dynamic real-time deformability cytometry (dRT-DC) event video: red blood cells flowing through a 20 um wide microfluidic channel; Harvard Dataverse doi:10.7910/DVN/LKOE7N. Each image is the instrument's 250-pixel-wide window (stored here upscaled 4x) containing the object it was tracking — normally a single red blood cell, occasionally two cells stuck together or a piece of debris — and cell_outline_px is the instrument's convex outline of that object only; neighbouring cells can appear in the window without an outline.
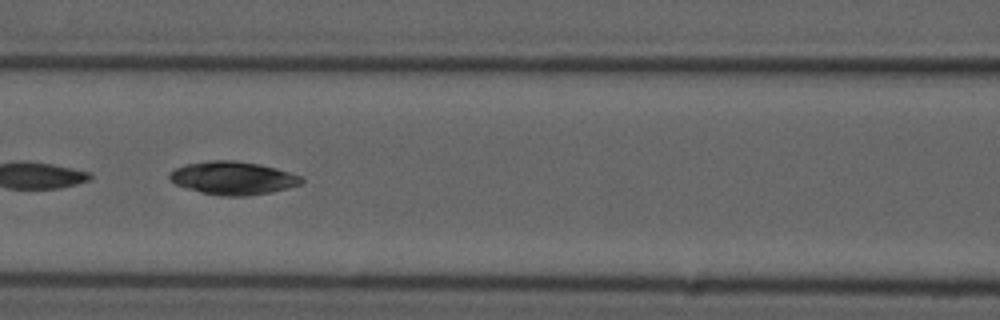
{"species": "common noctule bat (a hibernating species)", "species_latin": "Nyctalus noctula", "temperature_condition": "cold", "stored_images_in_passage": 52, "camera_frame_rate_fps": 3000, "um_per_image_px": 0.085, "animal": {"sex": "male", "forearm_length_mm": 52.5}, "frame": {"image": 1, "passage_image": 24, "time_ms": 7.667, "image_size_px": [1000, 320], "cell_outline_px": [[304, 180], [300, 184], [288, 188], [272, 192], [248, 196], [220, 196], [200, 192], [176, 184], [168, 180], [168, 172], [184, 164], [208, 160], [236, 160], [260, 164], [276, 168], [300, 176]], "centroid_in_image_um": [19.76, 15.13], "position_along_channel_um": 146.8, "area_um2": 25.66}}
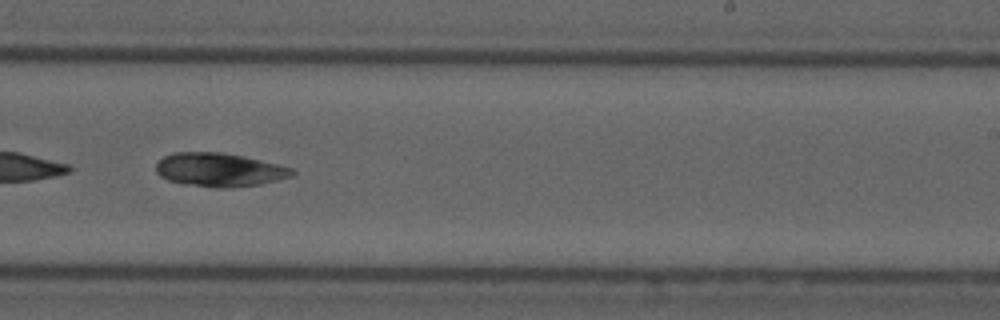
{"frame": {"image": 2, "passage_image": 34, "time_ms": 11.0, "image_size_px": [1000, 320], "cell_outline_px": [[296, 172], [292, 176], [260, 184], [228, 188], [216, 188], [180, 184], [168, 180], [160, 176], [156, 172], [156, 164], [164, 156], [176, 152], [224, 152], [244, 156], [292, 168]], "centroid_in_image_um": [18.62, 14.44], "position_along_channel_um": 270.4, "area_um2": 26.76}}